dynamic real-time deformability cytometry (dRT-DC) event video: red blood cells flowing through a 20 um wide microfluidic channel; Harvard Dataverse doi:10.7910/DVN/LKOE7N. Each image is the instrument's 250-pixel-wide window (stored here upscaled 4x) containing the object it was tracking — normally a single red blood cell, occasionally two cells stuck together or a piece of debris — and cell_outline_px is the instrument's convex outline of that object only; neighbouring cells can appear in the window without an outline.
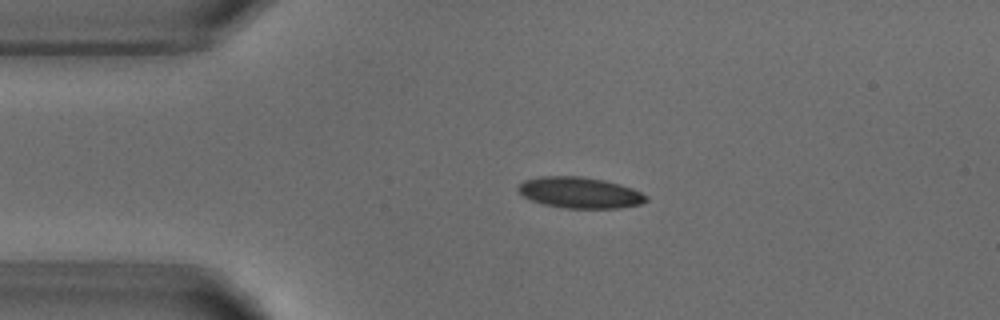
{"species": "common noctule bat (a hibernating species)", "species_latin": "Nyctalus noctula", "temperature_condition": "warm", "stored_images_in_passage": 1, "camera_frame_rate_fps": 3000, "um_per_image_px": 0.085, "animal": {"sex": "male", "body_mass_g": 18.8}, "frame": {"image": 1, "passage_image": 1, "time_ms": 0.0, "image_size_px": [1000, 320], "cell_outline_px": [[648, 200], [640, 204], [620, 208], [568, 208], [544, 204], [532, 200], [524, 196], [516, 188], [524, 180], [540, 176], [580, 176], [604, 180], [620, 184], [632, 188], [648, 196]], "centroid_in_image_um": [49.3, 16.37], "position_along_channel_um": 35.7, "area_um2": 23.06}}